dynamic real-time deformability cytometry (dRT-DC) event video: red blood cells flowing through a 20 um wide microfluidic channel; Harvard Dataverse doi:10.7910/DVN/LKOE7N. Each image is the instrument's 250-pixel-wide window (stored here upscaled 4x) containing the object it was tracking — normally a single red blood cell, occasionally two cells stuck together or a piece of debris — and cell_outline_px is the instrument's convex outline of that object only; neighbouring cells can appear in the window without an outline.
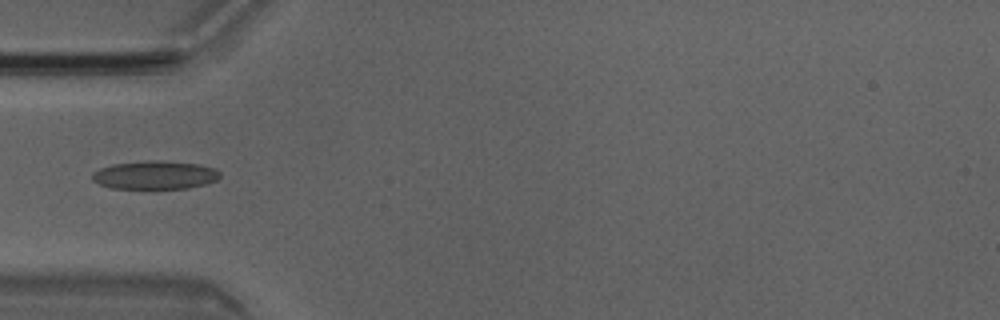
{"species": "Egyptian fruit bat (a non-hibernating species)", "species_latin": "Rousettus aegyptiacus", "temperature_condition": "room temperature", "stored_images_in_passage": 5, "camera_frame_rate_fps": 3000, "um_per_image_px": 0.085, "animal": {"sex": "male"}, "frame": {"image": 1, "passage_image": 4, "time_ms": 1.0, "image_size_px": [1000, 320], "cell_outline_px": [[220, 176], [216, 180], [208, 184], [188, 188], [152, 192], [112, 188], [100, 184], [92, 180], [92, 172], [100, 168], [112, 164], [144, 160], [156, 160], [200, 164], [216, 168], [220, 172]], "centroid_in_image_um": [13.17, 14.93], "position_along_channel_um": 71.8, "area_um2": 22.37}}